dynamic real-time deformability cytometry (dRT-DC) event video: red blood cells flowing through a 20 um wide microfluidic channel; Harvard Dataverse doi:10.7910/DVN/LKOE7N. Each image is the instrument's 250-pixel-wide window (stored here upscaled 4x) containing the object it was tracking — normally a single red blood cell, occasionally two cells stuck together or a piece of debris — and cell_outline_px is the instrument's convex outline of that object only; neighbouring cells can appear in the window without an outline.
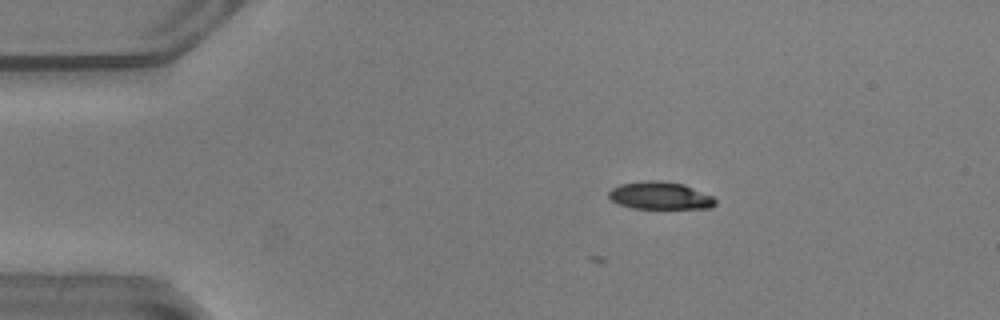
{"species": "common noctule bat (a hibernating species)", "species_latin": "Nyctalus noctula", "temperature_condition": "warm", "stored_images_in_passage": 4, "camera_frame_rate_fps": 3000, "um_per_image_px": 0.085, "animal": {"sex": "male", "body_mass_g": 20.5, "forearm_length_mm": 52.5}, "frame": {"image": 1, "passage_image": 2, "time_ms": 0.333, "image_size_px": [1000, 320], "cell_outline_px": [[716, 204], [712, 208], [632, 208], [620, 204], [612, 200], [608, 196], [608, 192], [612, 188], [620, 184], [648, 180], [660, 180], [684, 184], [712, 196], [716, 200]], "centroid_in_image_um": [56.11, 16.62], "position_along_channel_um": 28.9, "area_um2": 17.05}}